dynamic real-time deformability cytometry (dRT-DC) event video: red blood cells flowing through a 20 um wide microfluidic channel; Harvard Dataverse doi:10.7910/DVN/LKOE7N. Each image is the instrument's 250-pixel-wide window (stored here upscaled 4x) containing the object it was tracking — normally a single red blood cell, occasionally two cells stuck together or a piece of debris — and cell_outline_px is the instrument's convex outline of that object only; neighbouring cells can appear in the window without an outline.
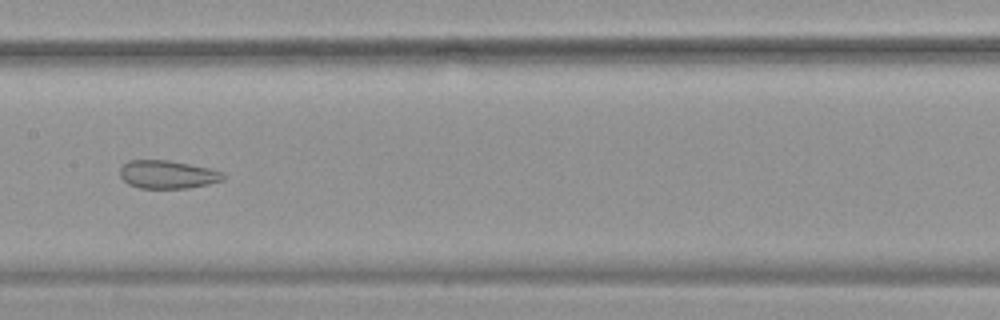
{"species": "common noctule bat (a hibernating species)", "species_latin": "Nyctalus noctula", "temperature_condition": "warm", "stored_images_in_passage": 42, "camera_frame_rate_fps": 3000, "um_per_image_px": 0.085, "animal": {"sex": "female", "body_mass_g": 19.9}, "frame": {"image": 1, "passage_image": 19, "time_ms": 6.0, "image_size_px": [1000, 320], "cell_outline_px": [[224, 180], [208, 184], [188, 188], [140, 188], [128, 184], [120, 176], [120, 168], [128, 160], [168, 160], [208, 168], [220, 172], [224, 176]], "centroid_in_image_um": [14.2, 14.83], "position_along_channel_um": 193.2, "area_um2": 16.76}}